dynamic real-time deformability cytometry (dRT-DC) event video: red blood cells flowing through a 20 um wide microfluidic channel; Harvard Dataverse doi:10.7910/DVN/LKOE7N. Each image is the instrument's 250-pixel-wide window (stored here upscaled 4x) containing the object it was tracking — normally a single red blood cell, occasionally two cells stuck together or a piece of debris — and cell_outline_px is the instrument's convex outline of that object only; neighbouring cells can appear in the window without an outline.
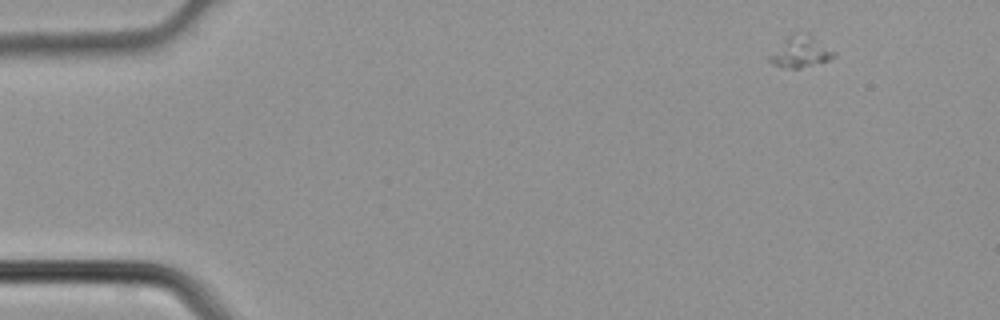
{"species": "common noctule bat (a hibernating species)", "species_latin": "Nyctalus noctula", "temperature_condition": "cold", "stored_images_in_passage": 4, "camera_frame_rate_fps": 3000, "um_per_image_px": 0.085, "animal": {"sex": "male", "body_mass_g": 21.5, "forearm_length_mm": 52.0}, "frame": {"image": 1, "passage_image": 1, "time_ms": 0.0, "image_size_px": [1000, 320], "cell_outline_px": [[836, 56], [828, 60], [800, 68], [784, 68], [772, 64], [768, 60], [768, 56], [792, 32], [808, 32], [836, 52]], "centroid_in_image_um": [68.05, 4.38], "position_along_channel_um": 16.9, "area_um2": 11.85}}